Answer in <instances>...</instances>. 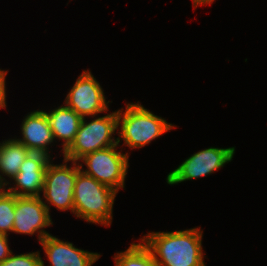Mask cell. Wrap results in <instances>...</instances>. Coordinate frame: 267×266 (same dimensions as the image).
Here are the masks:
<instances>
[{"label": "cell", "instance_id": "1", "mask_svg": "<svg viewBox=\"0 0 267 266\" xmlns=\"http://www.w3.org/2000/svg\"><path fill=\"white\" fill-rule=\"evenodd\" d=\"M200 226L176 231H148L139 239L159 266H206Z\"/></svg>", "mask_w": 267, "mask_h": 266}, {"label": "cell", "instance_id": "2", "mask_svg": "<svg viewBox=\"0 0 267 266\" xmlns=\"http://www.w3.org/2000/svg\"><path fill=\"white\" fill-rule=\"evenodd\" d=\"M117 117L118 145L123 151L126 150L123 147L131 151L144 148L153 140L177 127L174 123L145 108L140 101L125 102V107L117 110Z\"/></svg>", "mask_w": 267, "mask_h": 266}, {"label": "cell", "instance_id": "3", "mask_svg": "<svg viewBox=\"0 0 267 266\" xmlns=\"http://www.w3.org/2000/svg\"><path fill=\"white\" fill-rule=\"evenodd\" d=\"M118 192L82 170L77 173L74 186V215L88 224L110 227Z\"/></svg>", "mask_w": 267, "mask_h": 266}, {"label": "cell", "instance_id": "4", "mask_svg": "<svg viewBox=\"0 0 267 266\" xmlns=\"http://www.w3.org/2000/svg\"><path fill=\"white\" fill-rule=\"evenodd\" d=\"M117 130V110L110 112L109 109L104 115L83 118L74 142L62 158L78 162L86 154L118 144Z\"/></svg>", "mask_w": 267, "mask_h": 266}, {"label": "cell", "instance_id": "5", "mask_svg": "<svg viewBox=\"0 0 267 266\" xmlns=\"http://www.w3.org/2000/svg\"><path fill=\"white\" fill-rule=\"evenodd\" d=\"M118 144L86 154L78 163L81 170L115 191L125 190V179L130 167V152ZM120 149V150H118ZM84 164V165H83ZM85 166V167H84Z\"/></svg>", "mask_w": 267, "mask_h": 266}, {"label": "cell", "instance_id": "6", "mask_svg": "<svg viewBox=\"0 0 267 266\" xmlns=\"http://www.w3.org/2000/svg\"><path fill=\"white\" fill-rule=\"evenodd\" d=\"M54 161L52 159L46 168L40 198L50 215L53 206L60 212L70 211L74 216V186L77 173L81 170L80 165L64 158L62 163L55 164Z\"/></svg>", "mask_w": 267, "mask_h": 266}, {"label": "cell", "instance_id": "7", "mask_svg": "<svg viewBox=\"0 0 267 266\" xmlns=\"http://www.w3.org/2000/svg\"><path fill=\"white\" fill-rule=\"evenodd\" d=\"M235 151V146L228 148L211 146L194 152L167 174L166 183L174 186L184 181L210 176L233 161Z\"/></svg>", "mask_w": 267, "mask_h": 266}, {"label": "cell", "instance_id": "8", "mask_svg": "<svg viewBox=\"0 0 267 266\" xmlns=\"http://www.w3.org/2000/svg\"><path fill=\"white\" fill-rule=\"evenodd\" d=\"M70 88L63 103L80 117L98 116L110 109L112 101L106 100L104 89L91 70H83Z\"/></svg>", "mask_w": 267, "mask_h": 266}, {"label": "cell", "instance_id": "9", "mask_svg": "<svg viewBox=\"0 0 267 266\" xmlns=\"http://www.w3.org/2000/svg\"><path fill=\"white\" fill-rule=\"evenodd\" d=\"M54 225L52 216L40 197L15 195V219L12 233L37 236L40 243L50 235L45 229Z\"/></svg>", "mask_w": 267, "mask_h": 266}, {"label": "cell", "instance_id": "10", "mask_svg": "<svg viewBox=\"0 0 267 266\" xmlns=\"http://www.w3.org/2000/svg\"><path fill=\"white\" fill-rule=\"evenodd\" d=\"M51 160L45 153L30 152L21 164L18 174L5 189L16 196L40 197L45 171Z\"/></svg>", "mask_w": 267, "mask_h": 266}, {"label": "cell", "instance_id": "11", "mask_svg": "<svg viewBox=\"0 0 267 266\" xmlns=\"http://www.w3.org/2000/svg\"><path fill=\"white\" fill-rule=\"evenodd\" d=\"M20 136L15 135V139L22 143L31 152H41L47 154L52 159L54 137L50 126V119L44 110L37 109L28 112L20 121ZM50 146V147H49ZM51 148V149H50Z\"/></svg>", "mask_w": 267, "mask_h": 266}, {"label": "cell", "instance_id": "12", "mask_svg": "<svg viewBox=\"0 0 267 266\" xmlns=\"http://www.w3.org/2000/svg\"><path fill=\"white\" fill-rule=\"evenodd\" d=\"M49 266H93L103 255L75 247L73 242L64 241L50 234L40 243ZM42 266L45 265L42 259Z\"/></svg>", "mask_w": 267, "mask_h": 266}, {"label": "cell", "instance_id": "13", "mask_svg": "<svg viewBox=\"0 0 267 266\" xmlns=\"http://www.w3.org/2000/svg\"><path fill=\"white\" fill-rule=\"evenodd\" d=\"M50 119V126L52 129L53 137L58 145L57 141H61L58 145L61 147L60 152L62 155L74 142L76 133L82 122V117H80L74 110L68 108L64 103L58 104L53 109L51 107L50 111L43 109Z\"/></svg>", "mask_w": 267, "mask_h": 266}, {"label": "cell", "instance_id": "14", "mask_svg": "<svg viewBox=\"0 0 267 266\" xmlns=\"http://www.w3.org/2000/svg\"><path fill=\"white\" fill-rule=\"evenodd\" d=\"M10 137L0 141V188H5L18 174L21 164L31 152L14 137Z\"/></svg>", "mask_w": 267, "mask_h": 266}, {"label": "cell", "instance_id": "15", "mask_svg": "<svg viewBox=\"0 0 267 266\" xmlns=\"http://www.w3.org/2000/svg\"><path fill=\"white\" fill-rule=\"evenodd\" d=\"M112 257L114 266H159L140 239L133 240L126 250L118 251Z\"/></svg>", "mask_w": 267, "mask_h": 266}, {"label": "cell", "instance_id": "16", "mask_svg": "<svg viewBox=\"0 0 267 266\" xmlns=\"http://www.w3.org/2000/svg\"><path fill=\"white\" fill-rule=\"evenodd\" d=\"M15 219V195L0 188V234H12Z\"/></svg>", "mask_w": 267, "mask_h": 266}, {"label": "cell", "instance_id": "17", "mask_svg": "<svg viewBox=\"0 0 267 266\" xmlns=\"http://www.w3.org/2000/svg\"><path fill=\"white\" fill-rule=\"evenodd\" d=\"M41 250L34 252H26L20 254H12L4 261L0 262V266H42Z\"/></svg>", "mask_w": 267, "mask_h": 266}, {"label": "cell", "instance_id": "18", "mask_svg": "<svg viewBox=\"0 0 267 266\" xmlns=\"http://www.w3.org/2000/svg\"><path fill=\"white\" fill-rule=\"evenodd\" d=\"M8 69L7 70H3L2 68H0V110L1 109H7V92H6V76L8 74Z\"/></svg>", "mask_w": 267, "mask_h": 266}, {"label": "cell", "instance_id": "19", "mask_svg": "<svg viewBox=\"0 0 267 266\" xmlns=\"http://www.w3.org/2000/svg\"><path fill=\"white\" fill-rule=\"evenodd\" d=\"M8 240L9 236L0 234V262L8 258L13 252Z\"/></svg>", "mask_w": 267, "mask_h": 266}, {"label": "cell", "instance_id": "20", "mask_svg": "<svg viewBox=\"0 0 267 266\" xmlns=\"http://www.w3.org/2000/svg\"><path fill=\"white\" fill-rule=\"evenodd\" d=\"M216 0H192L193 9H197L199 6L212 5Z\"/></svg>", "mask_w": 267, "mask_h": 266}]
</instances>
